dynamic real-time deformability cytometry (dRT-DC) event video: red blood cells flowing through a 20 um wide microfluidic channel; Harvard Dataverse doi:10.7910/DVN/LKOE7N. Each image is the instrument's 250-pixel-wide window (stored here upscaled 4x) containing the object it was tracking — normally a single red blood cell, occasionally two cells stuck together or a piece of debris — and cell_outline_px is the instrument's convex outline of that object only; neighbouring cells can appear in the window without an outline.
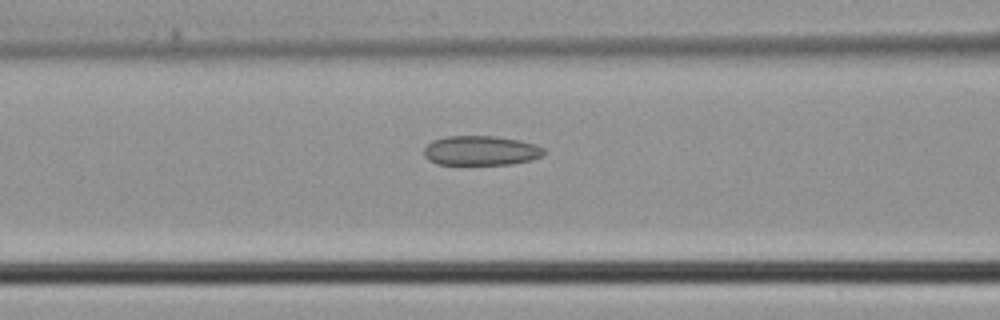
{"species": "common noctule bat (a hibernating species)", "species_latin": "Nyctalus noctula", "temperature_condition": "cold", "stored_images_in_passage": 4, "camera_frame_rate_fps": 3000, "um_per_image_px": 0.085, "animal": {"sex": "male", "body_mass_g": 21.5, "forearm_length_mm": 52.0}, "frame": {"image": 1, "passage_image": 4, "time_ms": 1.0, "image_size_px": [1000, 320], "cell_outline_px": [[544, 156], [532, 160], [512, 164], [436, 164], [428, 160], [424, 156], [424, 148], [432, 140], [448, 136], [492, 136], [520, 140], [536, 144], [544, 148]], "centroid_in_image_um": [40.89, 12.8], "position_along_channel_um": 125.7, "area_um2": 20.81}}